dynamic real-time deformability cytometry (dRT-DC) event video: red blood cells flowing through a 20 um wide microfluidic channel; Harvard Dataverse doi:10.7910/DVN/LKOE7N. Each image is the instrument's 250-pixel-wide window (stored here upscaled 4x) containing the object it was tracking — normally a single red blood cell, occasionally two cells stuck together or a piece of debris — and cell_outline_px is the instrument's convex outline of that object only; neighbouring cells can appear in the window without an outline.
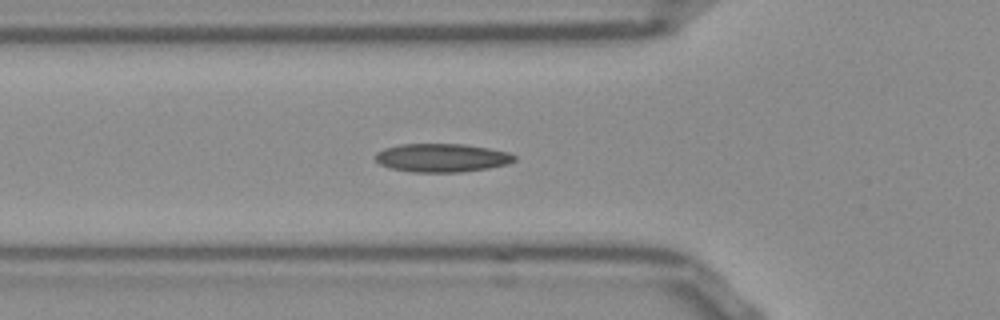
{"species": "Egyptian fruit bat (a non-hibernating species)", "species_latin": "Rousettus aegyptiacus", "temperature_condition": "room temperature", "stored_images_in_passage": 38, "camera_frame_rate_fps": 3000, "um_per_image_px": 0.085, "frame": {"image": 1, "passage_image": 2, "time_ms": 0.333, "image_size_px": [1000, 320], "cell_outline_px": [[516, 160], [508, 164], [488, 168], [460, 172], [412, 172], [388, 168], [380, 164], [376, 160], [376, 152], [384, 148], [400, 144], [464, 144], [488, 148], [508, 152], [516, 156]], "centroid_in_image_um": [37.55, 13.41], "position_along_channel_um": 88.3, "area_um2": 23.12}}
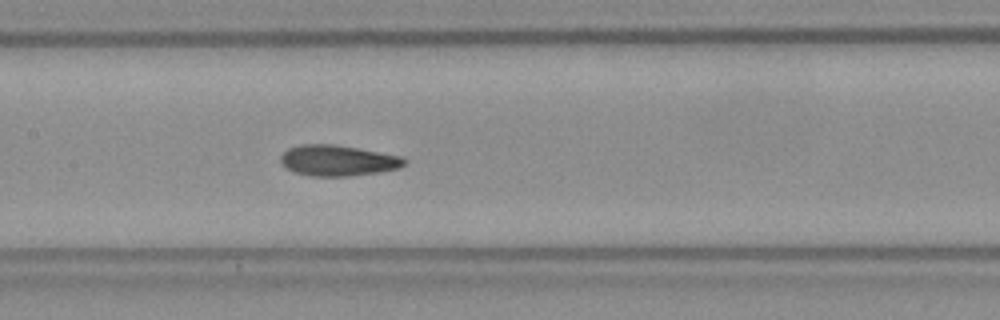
{"frame": {"image": 2, "passage_image": 9, "time_ms": 2.667, "image_size_px": [1000, 320], "cell_outline_px": [[408, 160], [400, 168], [380, 172], [348, 176], [312, 176], [292, 172], [280, 160], [280, 156], [288, 148], [300, 144], [332, 144], [356, 148], [400, 156]], "centroid_in_image_um": [28.71, 13.65], "position_along_channel_um": 178.7, "area_um2": 22.08}}
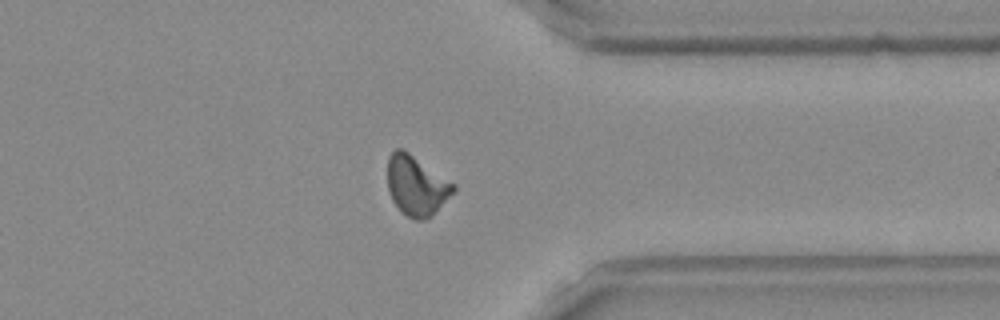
{"frame": {"image": 3, "passage_image": 25, "time_ms": 8.0, "image_size_px": [1000, 320], "cell_outline_px": [[456, 188], [432, 216], [424, 220], [416, 220], [408, 216], [392, 200], [388, 188], [388, 156], [396, 148], [400, 148], [408, 152], [456, 184]], "centroid_in_image_um": [35.4, 15.76], "position_along_channel_um": 376.0, "area_um2": 22.6}}